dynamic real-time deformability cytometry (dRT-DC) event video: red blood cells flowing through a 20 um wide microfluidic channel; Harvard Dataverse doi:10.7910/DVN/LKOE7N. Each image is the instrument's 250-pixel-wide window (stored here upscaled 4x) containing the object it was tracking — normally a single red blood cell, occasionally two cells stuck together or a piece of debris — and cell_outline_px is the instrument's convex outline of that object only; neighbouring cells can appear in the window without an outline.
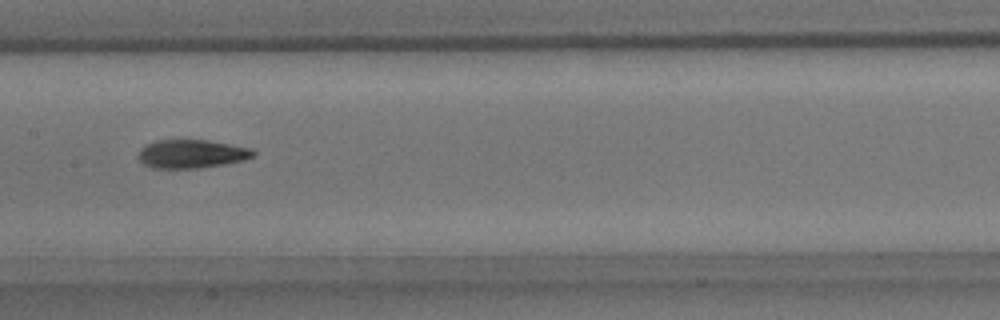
{"species": "common noctule bat (a hibernating species)", "species_latin": "Nyctalus noctula", "temperature_condition": "room temperature", "stored_images_in_passage": 15, "camera_frame_rate_fps": 3000, "um_per_image_px": 0.085, "animal": {"sex": "male", "body_mass_g": 15.6}, "frame": {"image": 1, "passage_image": 7, "time_ms": 2.0, "image_size_px": [1000, 320], "cell_outline_px": [[256, 152], [252, 156], [240, 160], [224, 164], [196, 168], [152, 168], [144, 164], [136, 156], [140, 148], [144, 144], [156, 140], [208, 140], [252, 148]], "centroid_in_image_um": [16.21, 13.07], "position_along_channel_um": 191.2, "area_um2": 19.07}}
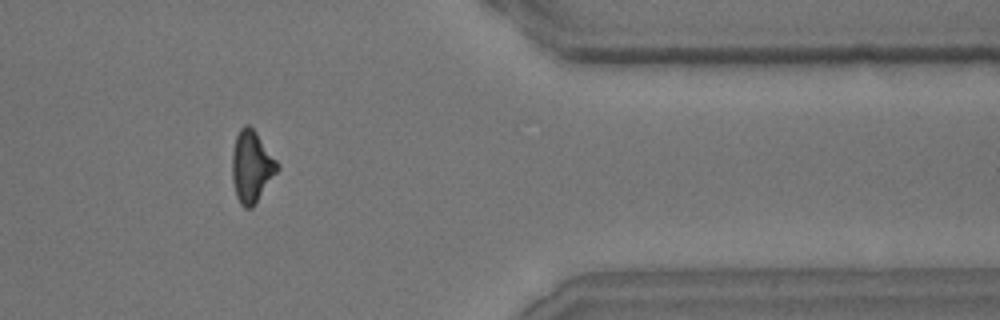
{"frame": {"image": 2, "passage_image": 12, "time_ms": 3.667, "image_size_px": [1000, 320], "cell_outline_px": [[280, 168], [252, 208], [244, 208], [240, 204], [236, 196], [232, 180], [232, 152], [236, 136], [240, 128], [244, 124], [248, 124], [256, 132], [280, 164]], "centroid_in_image_um": [21.38, 14.16], "position_along_channel_um": 390.0, "area_um2": 18.96}}